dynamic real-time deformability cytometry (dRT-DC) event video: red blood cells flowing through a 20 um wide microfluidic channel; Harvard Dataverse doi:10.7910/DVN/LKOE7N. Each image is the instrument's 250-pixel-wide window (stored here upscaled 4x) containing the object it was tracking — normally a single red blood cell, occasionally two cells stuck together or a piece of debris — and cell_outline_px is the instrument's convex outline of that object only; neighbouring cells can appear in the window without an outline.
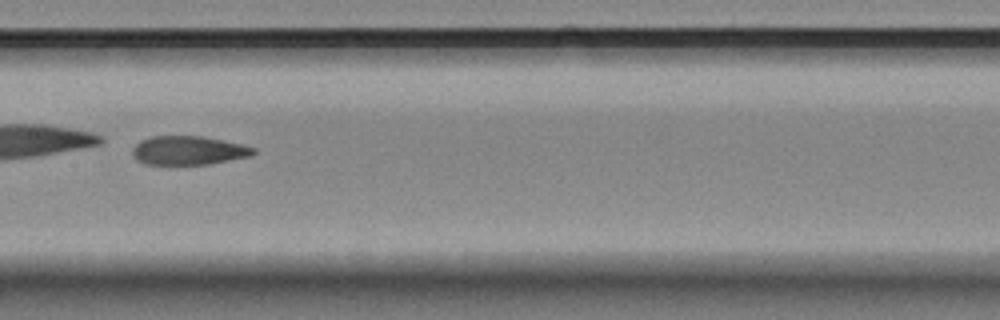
{"species": "Egyptian fruit bat (a non-hibernating species)", "species_latin": "Rousettus aegyptiacus", "temperature_condition": "room temperature", "stored_images_in_passage": 40, "camera_frame_rate_fps": 3000, "um_per_image_px": 0.085, "animal": {"sex": "female"}, "frame": {"image": 1, "passage_image": 18, "time_ms": 5.667, "image_size_px": [1000, 320], "cell_outline_px": [[256, 152], [252, 156], [208, 164], [148, 164], [136, 160], [132, 156], [132, 148], [140, 140], [152, 136], [204, 136], [240, 144], [256, 148]], "centroid_in_image_um": [16.01, 12.78], "position_along_channel_um": 191.4, "area_um2": 20.35}}